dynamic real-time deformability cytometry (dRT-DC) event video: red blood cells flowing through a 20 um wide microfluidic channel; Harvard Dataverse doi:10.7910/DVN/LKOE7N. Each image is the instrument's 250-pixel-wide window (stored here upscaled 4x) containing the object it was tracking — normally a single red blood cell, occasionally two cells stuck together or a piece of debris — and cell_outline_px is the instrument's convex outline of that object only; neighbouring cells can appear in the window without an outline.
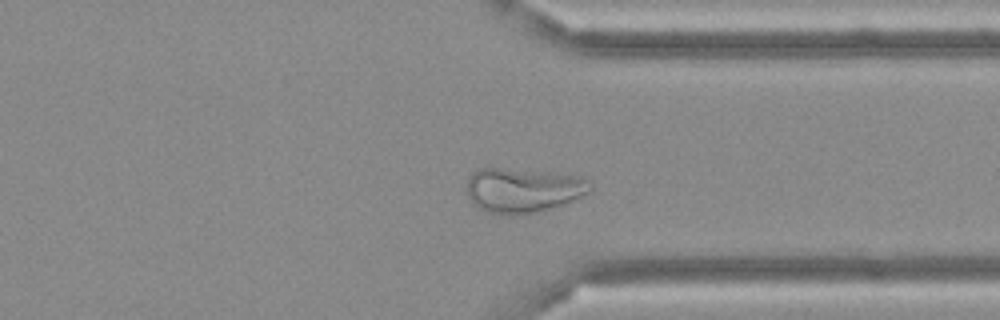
{"species": "Egyptian fruit bat (a non-hibernating species)", "species_latin": "Rousettus aegyptiacus", "temperature_condition": "cold", "stored_images_in_passage": 40, "camera_frame_rate_fps": 3000, "um_per_image_px": 0.085, "frame": {"image": 1, "passage_image": 27, "time_ms": 8.667, "image_size_px": [1000, 320], "cell_outline_px": [[592, 188], [588, 192], [572, 200], [548, 208], [532, 212], [488, 212], [476, 208], [468, 200], [468, 176], [472, 172], [480, 168], [500, 168], [548, 172], [576, 176], [588, 180], [592, 184]], "centroid_in_image_um": [44.4, 16.12], "position_along_channel_um": 367.0, "area_um2": 31.21}}
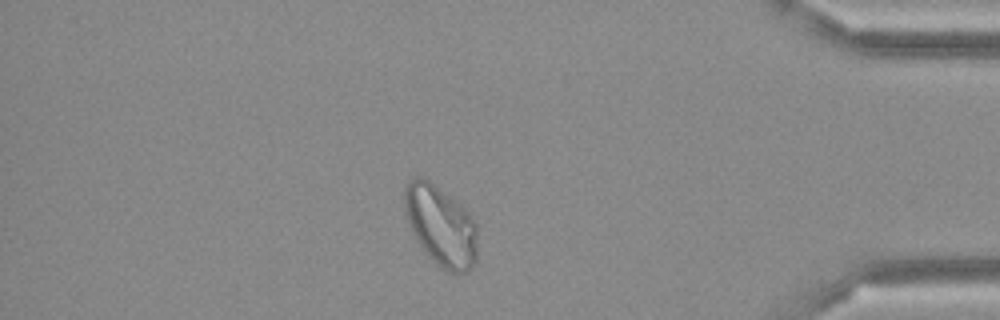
{"frame": {"image": 2, "passage_image": 32, "time_ms": 10.333, "image_size_px": [1000, 320], "cell_outline_px": [[476, 260], [472, 268], [468, 272], [460, 276], [436, 264], [428, 256], [412, 232], [404, 216], [404, 184], [412, 176], [424, 176], [452, 196], [476, 220]], "centroid_in_image_um": [37.45, 19.14], "position_along_channel_um": 397.8, "area_um2": 34.91}}